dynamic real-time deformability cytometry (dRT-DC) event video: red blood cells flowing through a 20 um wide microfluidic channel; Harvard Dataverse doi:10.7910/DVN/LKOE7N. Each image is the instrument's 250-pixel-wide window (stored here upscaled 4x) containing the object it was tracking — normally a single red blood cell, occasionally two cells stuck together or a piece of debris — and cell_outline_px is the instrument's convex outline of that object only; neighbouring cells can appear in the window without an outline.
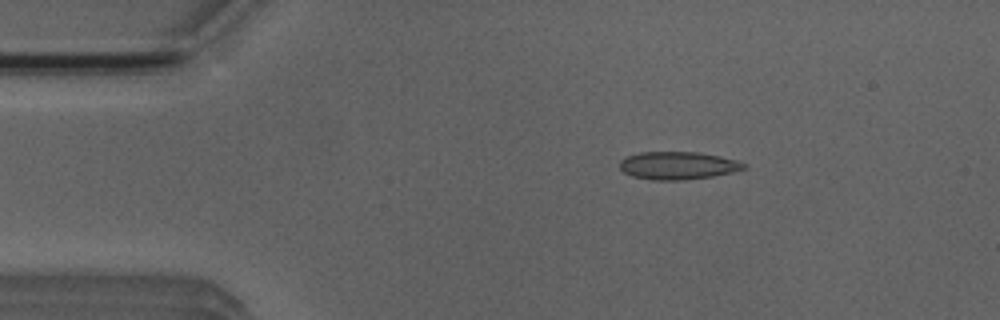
{"species": "Egyptian fruit bat (a non-hibernating species)", "species_latin": "Rousettus aegyptiacus", "temperature_condition": "room temperature", "stored_images_in_passage": 6, "camera_frame_rate_fps": 3000, "um_per_image_px": 0.085, "animal": {"sex": "male"}, "frame": {"image": 1, "passage_image": 2, "time_ms": 1.333, "image_size_px": [1000, 320], "cell_outline_px": [[748, 168], [732, 172], [712, 176], [684, 180], [652, 180], [632, 176], [624, 172], [620, 168], [620, 160], [628, 156], [640, 152], [696, 152], [720, 156], [736, 160], [744, 164]], "centroid_in_image_um": [57.61, 14.07], "position_along_channel_um": 27.4, "area_um2": 20.0}}